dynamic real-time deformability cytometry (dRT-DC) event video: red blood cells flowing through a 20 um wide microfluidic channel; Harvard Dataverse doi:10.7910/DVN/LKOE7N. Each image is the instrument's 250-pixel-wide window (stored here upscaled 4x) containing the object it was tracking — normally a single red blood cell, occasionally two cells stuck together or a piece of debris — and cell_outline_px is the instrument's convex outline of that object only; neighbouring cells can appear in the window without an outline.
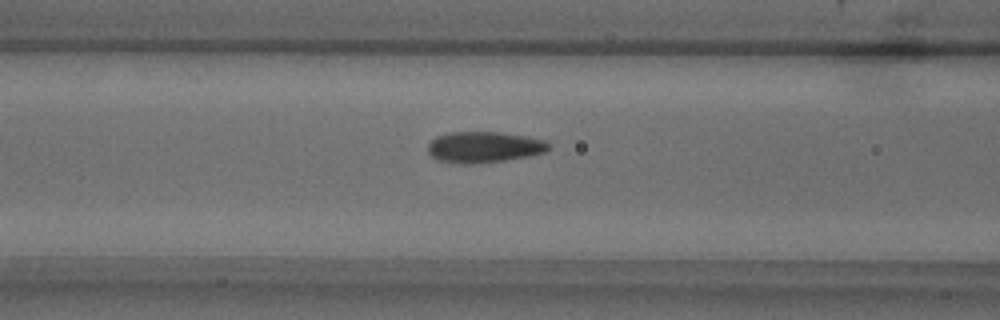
{"species": "common noctule bat (a hibernating species)", "species_latin": "Nyctalus noctula", "temperature_condition": "warm", "stored_images_in_passage": 48, "camera_frame_rate_fps": 3000, "um_per_image_px": 0.085, "animal": {"sex": "male", "body_mass_g": 18.8}, "frame": {"image": 1, "passage_image": 16, "time_ms": 5.0, "image_size_px": [1000, 320], "cell_outline_px": [[552, 144], [544, 152], [528, 156], [504, 160], [468, 164], [460, 164], [436, 160], [428, 152], [428, 144], [436, 136], [448, 132], [500, 132], [524, 136], [544, 140]], "centroid_in_image_um": [41.1, 12.5], "position_along_channel_um": 125.5, "area_um2": 21.79}}
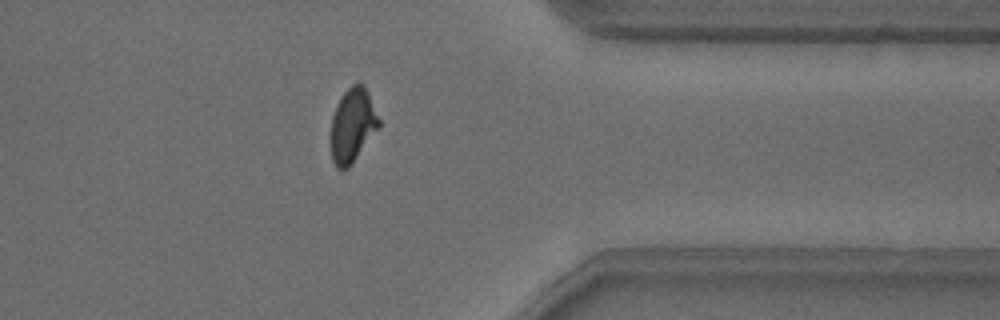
{"frame": {"image": 2, "passage_image": 37, "time_ms": 12.0, "image_size_px": [1000, 320], "cell_outline_px": [[380, 128], [352, 164], [348, 168], [336, 168], [332, 160], [332, 116], [336, 104], [340, 96], [352, 84], [364, 84], [368, 92], [380, 120]], "centroid_in_image_um": [29.99, 10.64], "position_along_channel_um": 381.4, "area_um2": 20.75}}
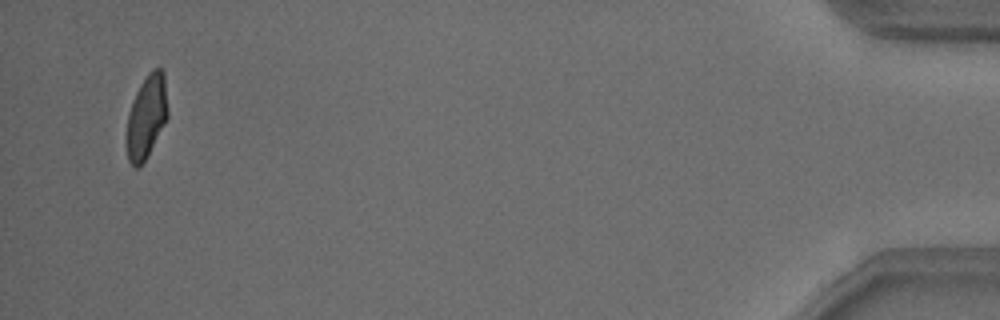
{"frame": {"image": 3, "passage_image": 46, "time_ms": 15.0, "image_size_px": [1000, 320], "cell_outline_px": [[168, 116], [164, 124], [140, 168], [136, 168], [128, 160], [128, 112], [132, 100], [140, 84], [148, 72], [152, 68], [160, 68], [164, 72], [168, 108]], "centroid_in_image_um": [12.47, 9.85], "position_along_channel_um": 422.7, "area_um2": 19.65}, "authors_computed_cell_mechanics": {"area_um2": 21.4438, "velocity_mm_per_s": 3.8458, "shape_relaxation_time_tau1_ms": 5.5871, "shape_relaxation_time_tau2_ms": 1.0735, "deformation_change_tau1": 0.1711, "deformation_change_tau2": 0.0626}}